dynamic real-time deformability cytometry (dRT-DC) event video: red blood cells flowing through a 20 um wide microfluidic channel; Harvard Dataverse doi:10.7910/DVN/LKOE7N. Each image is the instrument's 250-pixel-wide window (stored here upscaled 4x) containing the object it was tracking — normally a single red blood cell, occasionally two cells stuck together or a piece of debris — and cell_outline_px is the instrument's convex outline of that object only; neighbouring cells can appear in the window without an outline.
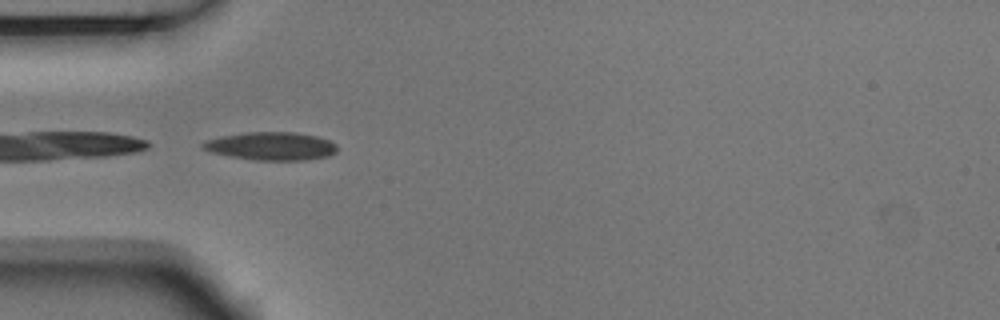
{"species": "Egyptian fruit bat (a non-hibernating species)", "species_latin": "Rousettus aegyptiacus", "temperature_condition": "room temperature", "stored_images_in_passage": 6, "camera_frame_rate_fps": 3000, "um_per_image_px": 0.085, "animal": {"sex": "male"}, "frame": {"image": 1, "passage_image": 5, "time_ms": 1.333, "image_size_px": [1000, 320], "cell_outline_px": [[336, 152], [328, 156], [304, 160], [256, 160], [232, 156], [212, 152], [204, 148], [200, 144], [208, 140], [220, 136], [244, 132], [296, 132], [316, 136], [328, 140], [336, 144]], "centroid_in_image_um": [23.07, 12.41], "position_along_channel_um": 61.9, "area_um2": 21.79}}
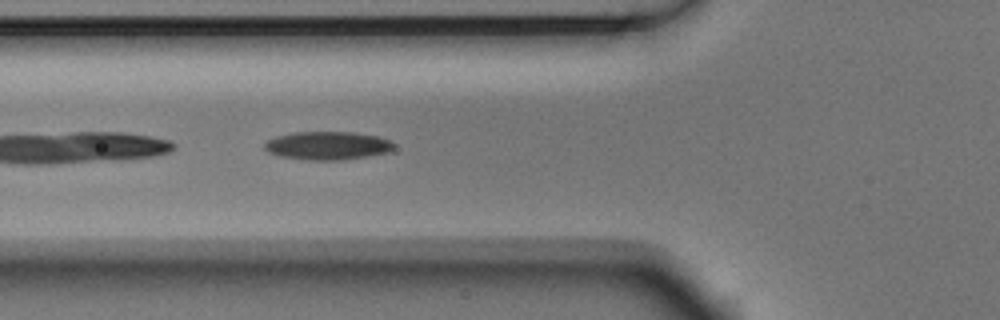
{"frame": {"image": 2, "passage_image": 6, "time_ms": 1.667, "image_size_px": [1000, 320], "cell_outline_px": [[392, 148], [388, 152], [368, 156], [344, 160], [308, 160], [280, 156], [268, 152], [264, 148], [264, 144], [268, 140], [276, 136], [292, 132], [352, 132], [376, 136], [392, 140]], "centroid_in_image_um": [27.81, 12.38], "position_along_channel_um": 98.0, "area_um2": 21.27}}